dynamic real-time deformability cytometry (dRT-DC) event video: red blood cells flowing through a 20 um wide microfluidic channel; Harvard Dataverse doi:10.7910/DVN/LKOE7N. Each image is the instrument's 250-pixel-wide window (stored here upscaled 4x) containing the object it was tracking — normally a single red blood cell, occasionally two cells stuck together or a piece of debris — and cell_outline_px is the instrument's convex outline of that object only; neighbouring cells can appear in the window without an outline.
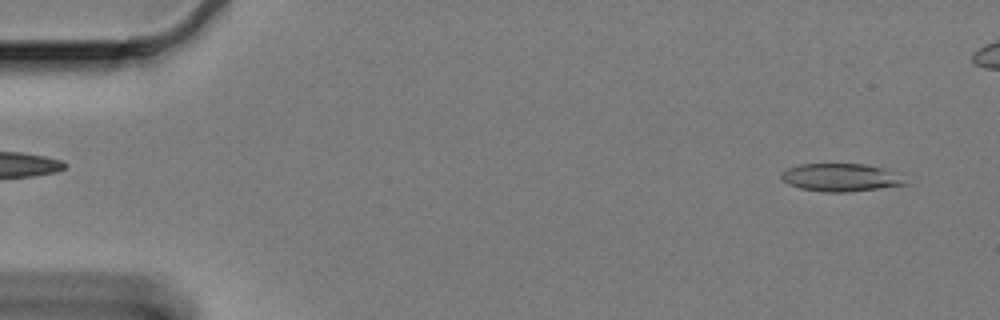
{"species": "Egyptian fruit bat (a non-hibernating species)", "species_latin": "Rousettus aegyptiacus", "temperature_condition": "cold", "stored_images_in_passage": 54, "camera_frame_rate_fps": 3000, "um_per_image_px": 0.085, "animal": {"sex": "female"}, "frame": {"image": 1, "passage_image": 3, "time_ms": 0.667, "image_size_px": [1000, 320], "cell_outline_px": [[908, 184], [880, 188], [848, 192], [824, 192], [800, 188], [788, 184], [780, 176], [780, 172], [788, 168], [800, 164], [868, 164], [888, 168]], "centroid_in_image_um": [71.44, 15.08], "position_along_channel_um": 13.6, "area_um2": 20.11}}
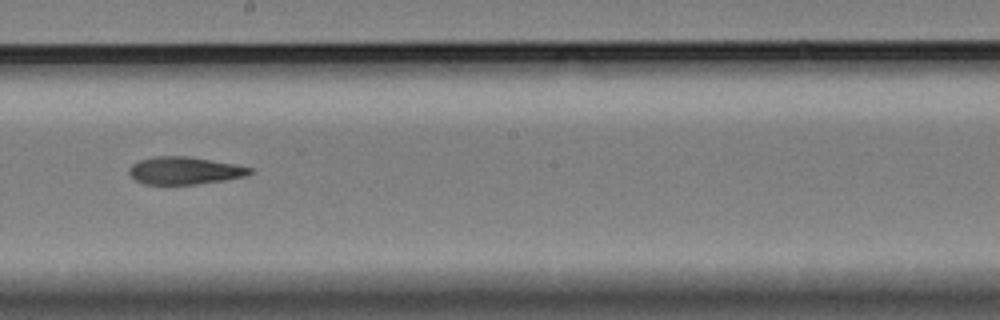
{"frame": {"image": 2, "passage_image": 33, "time_ms": 10.667, "image_size_px": [1000, 320], "cell_outline_px": [[252, 172], [244, 176], [224, 180], [196, 184], [144, 184], [136, 180], [128, 172], [128, 168], [132, 164], [140, 160], [156, 156], [188, 156], [236, 164], [252, 168]], "centroid_in_image_um": [15.67, 14.49], "position_along_channel_um": 232.5, "area_um2": 19.25}}
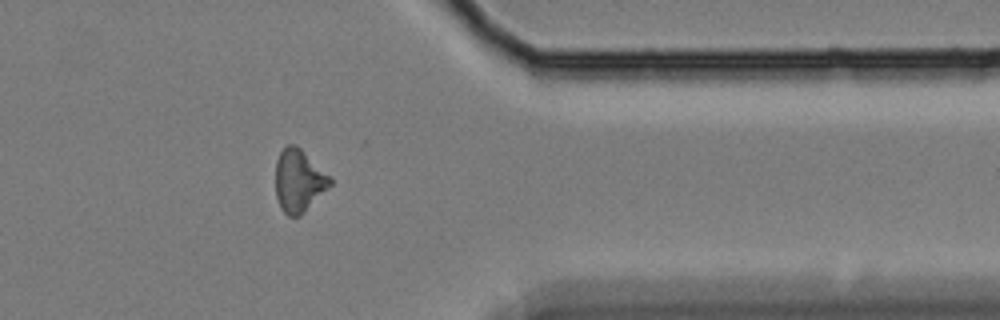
{"frame": {"image": 3, "passage_image": 48, "time_ms": 15.667, "image_size_px": [1000, 320], "cell_outline_px": [[332, 184], [300, 216], [288, 216], [284, 212], [276, 196], [276, 160], [280, 152], [288, 144], [292, 144], [300, 148], [332, 180]], "centroid_in_image_um": [25.37, 15.37], "position_along_channel_um": 386.0, "area_um2": 19.36}}